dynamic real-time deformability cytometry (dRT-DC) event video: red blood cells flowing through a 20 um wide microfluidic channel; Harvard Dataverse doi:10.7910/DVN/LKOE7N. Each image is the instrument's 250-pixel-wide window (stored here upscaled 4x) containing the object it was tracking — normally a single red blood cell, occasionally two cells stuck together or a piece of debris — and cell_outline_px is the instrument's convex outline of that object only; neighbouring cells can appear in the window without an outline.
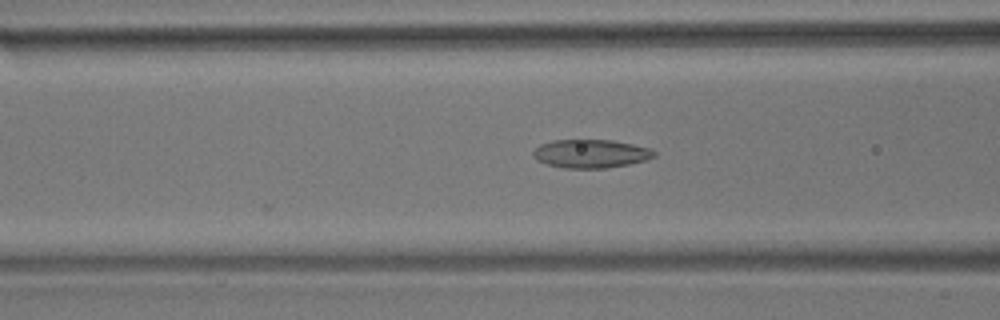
{"species": "common noctule bat (a hibernating species)", "species_latin": "Nyctalus noctula", "temperature_condition": "room temperature", "stored_images_in_passage": 27, "camera_frame_rate_fps": 3000, "um_per_image_px": 0.085, "animal": {"sex": "male", "body_mass_g": 17.9}, "frame": {"image": 1, "passage_image": 6, "time_ms": 1.667, "image_size_px": [1000, 320], "cell_outline_px": [[656, 156], [648, 160], [608, 168], [564, 168], [548, 164], [536, 160], [532, 156], [532, 152], [540, 144], [552, 140], [612, 140], [652, 148], [656, 152]], "centroid_in_image_um": [50.24, 13.06], "position_along_channel_um": 116.4, "area_um2": 20.23}}
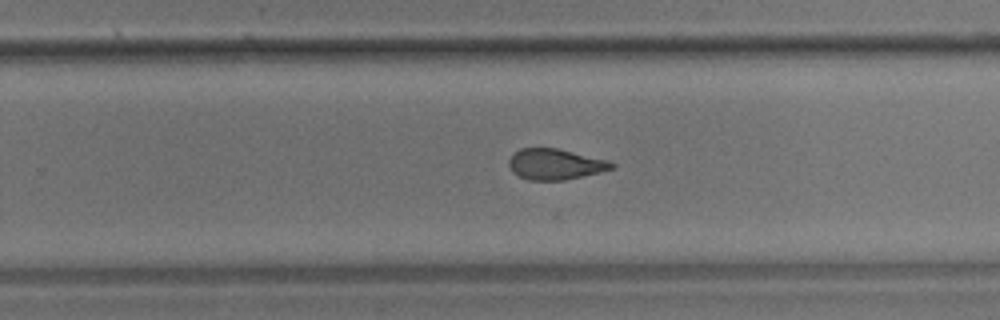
{"frame": {"image": 2, "passage_image": 20, "time_ms": 6.333, "image_size_px": [1000, 320], "cell_outline_px": [[616, 168], [600, 172], [564, 180], [528, 180], [512, 172], [508, 164], [508, 160], [520, 148], [556, 148], [608, 160], [616, 164]], "centroid_in_image_um": [47.21, 13.96], "position_along_channel_um": 282.6, "area_um2": 18.38}}
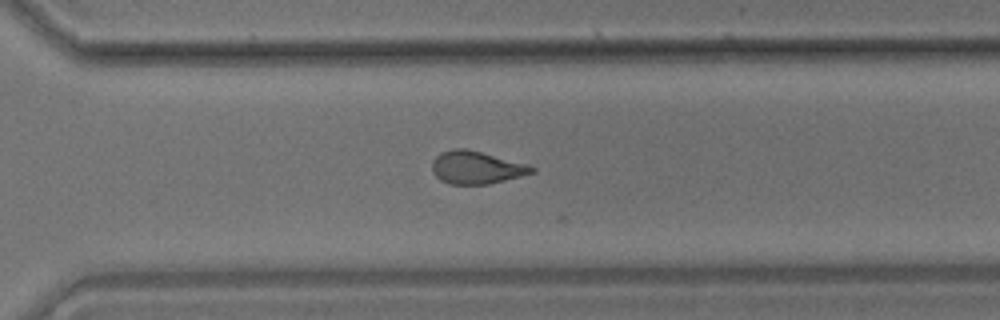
{"frame": {"image": 3, "passage_image": 24, "time_ms": 7.667, "image_size_px": [1000, 320], "cell_outline_px": [[536, 172], [488, 184], [448, 184], [440, 180], [432, 172], [432, 160], [436, 156], [444, 152], [456, 148], [464, 148], [528, 164], [536, 168]], "centroid_in_image_um": [40.48, 14.25], "position_along_channel_um": 330.1, "area_um2": 18.84}}